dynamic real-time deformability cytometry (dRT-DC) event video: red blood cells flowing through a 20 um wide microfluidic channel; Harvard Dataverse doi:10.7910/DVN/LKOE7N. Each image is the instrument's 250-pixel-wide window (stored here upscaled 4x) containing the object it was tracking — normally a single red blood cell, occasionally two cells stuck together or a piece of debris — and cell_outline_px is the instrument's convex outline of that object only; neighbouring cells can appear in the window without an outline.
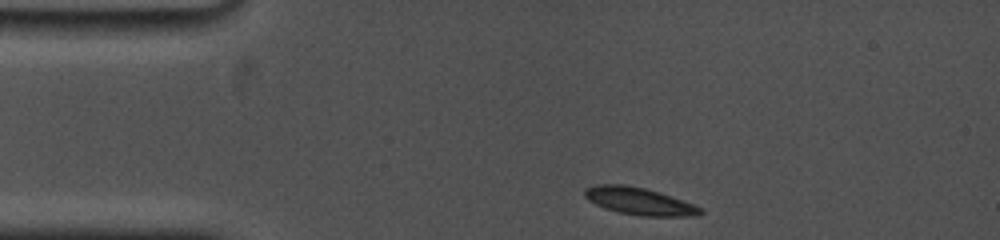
{"species": "common noctule bat (a hibernating species)", "species_latin": "Nyctalus noctula", "temperature_condition": "cold", "stored_images_in_passage": 10, "camera_frame_rate_fps": 5000, "um_per_image_px": 0.085, "animal": {"sex": "female", "body_mass_g": 19.0, "forearm_length_mm": 53.3}, "frame": {"image": 1, "passage_image": 1, "time_ms": 0.0, "image_size_px": [1000, 240], "cell_outline_px": [[704, 212], [700, 216], [640, 216], [620, 212], [604, 208], [588, 200], [584, 196], [584, 188], [596, 184], [624, 184], [644, 188], [660, 192], [684, 200], [704, 208]], "centroid_in_image_um": [54.38, 17.1], "position_along_channel_um": 30.6, "area_um2": 18.67}}
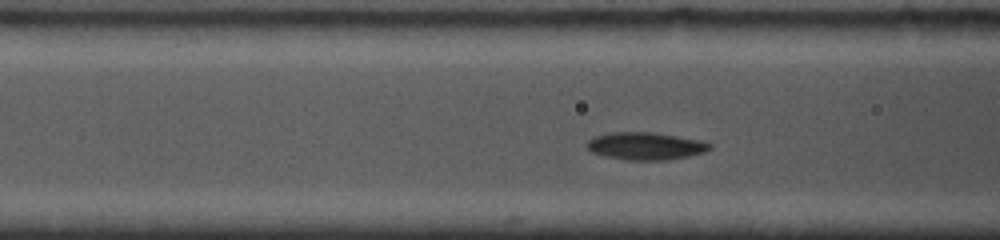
{"frame": {"image": 2, "passage_image": 6, "time_ms": 3.4, "image_size_px": [1000, 240], "cell_outline_px": [[712, 148], [704, 152], [688, 156], [668, 160], [628, 160], [604, 156], [592, 152], [588, 148], [588, 140], [596, 136], [612, 132], [652, 132], [700, 140], [712, 144]], "centroid_in_image_um": [54.89, 12.42], "position_along_channel_um": 111.7, "area_um2": 19.54}}
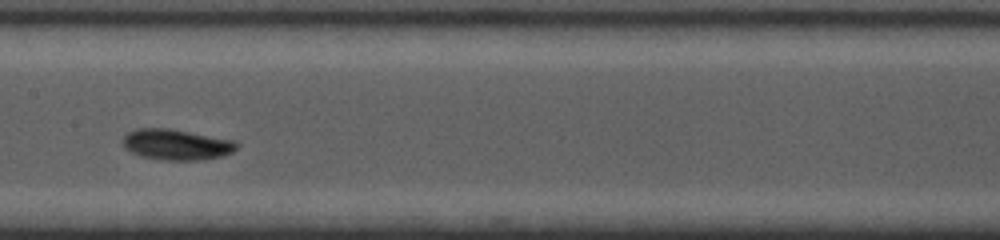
{"frame": {"image": 3, "passage_image": 9, "time_ms": 5.6, "image_size_px": [1000, 240], "cell_outline_px": [[240, 144], [232, 152], [224, 156], [200, 160], [168, 160], [144, 156], [132, 152], [124, 144], [124, 136], [128, 132], [136, 128], [172, 128], [236, 140]], "centroid_in_image_um": [15.09, 12.26], "position_along_channel_um": 192.3, "area_um2": 20.4}}